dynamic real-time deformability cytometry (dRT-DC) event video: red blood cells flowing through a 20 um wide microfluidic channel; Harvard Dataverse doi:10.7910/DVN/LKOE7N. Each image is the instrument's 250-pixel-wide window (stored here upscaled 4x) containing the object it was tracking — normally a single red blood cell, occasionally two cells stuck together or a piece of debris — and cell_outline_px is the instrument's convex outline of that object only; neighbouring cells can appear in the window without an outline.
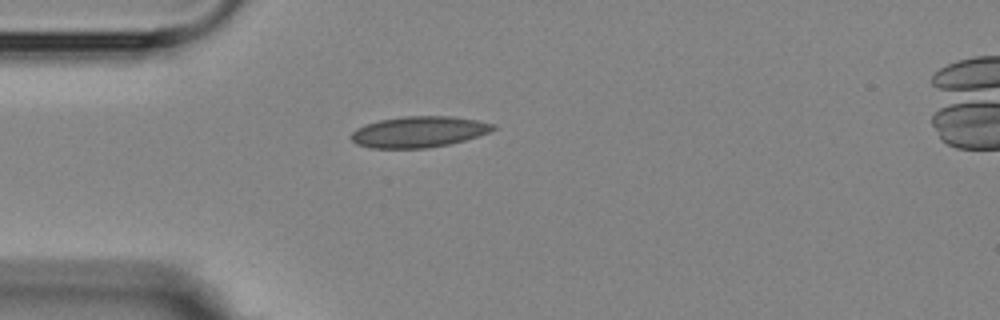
{"species": "Egyptian fruit bat (a non-hibernating species)", "species_latin": "Rousettus aegyptiacus", "temperature_condition": "room temperature", "stored_images_in_passage": 2, "camera_frame_rate_fps": 3000, "um_per_image_px": 0.085, "animal": {"sex": "female"}, "frame": {"image": 1, "passage_image": 2, "time_ms": 1.333, "image_size_px": [1000, 320], "cell_outline_px": [[496, 128], [488, 132], [464, 140], [448, 144], [428, 148], [372, 148], [356, 144], [348, 136], [356, 128], [364, 124], [380, 120], [404, 116], [452, 116], [476, 120], [496, 124]], "centroid_in_image_um": [35.55, 11.2], "position_along_channel_um": 49.4, "area_um2": 25.66}}